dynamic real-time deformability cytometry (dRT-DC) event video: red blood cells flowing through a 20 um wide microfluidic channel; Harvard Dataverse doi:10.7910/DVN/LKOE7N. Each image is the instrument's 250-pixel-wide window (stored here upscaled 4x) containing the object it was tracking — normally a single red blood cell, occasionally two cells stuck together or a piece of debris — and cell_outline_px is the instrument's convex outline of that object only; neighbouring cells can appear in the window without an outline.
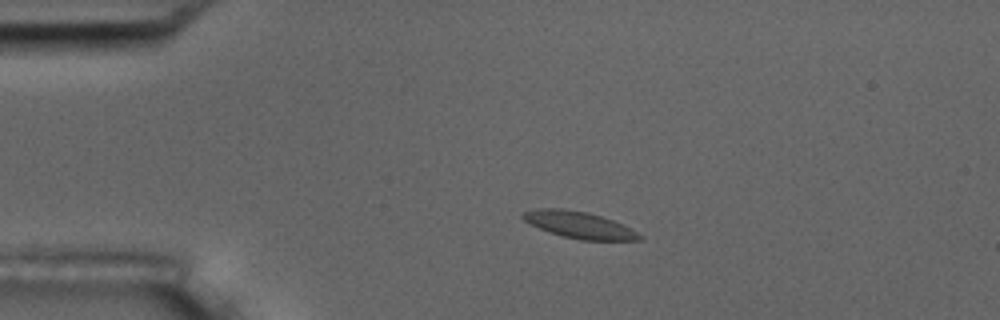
{"species": "common noctule bat (a hibernating species)", "species_latin": "Nyctalus noctula", "temperature_condition": "room temperature", "stored_images_in_passage": 3, "camera_frame_rate_fps": 3000, "um_per_image_px": 0.085, "animal": {"sex": "male", "body_mass_g": 17.5, "forearm_length_mm": 52.3}, "frame": {"image": 1, "passage_image": 2, "time_ms": 1.0, "image_size_px": [1000, 320], "cell_outline_px": [[644, 236], [640, 240], [580, 240], [548, 232], [524, 220], [520, 216], [524, 212], [536, 208], [564, 208], [588, 212], [612, 220], [632, 228]], "centroid_in_image_um": [49.25, 19.11], "position_along_channel_um": 35.7, "area_um2": 18.15}}